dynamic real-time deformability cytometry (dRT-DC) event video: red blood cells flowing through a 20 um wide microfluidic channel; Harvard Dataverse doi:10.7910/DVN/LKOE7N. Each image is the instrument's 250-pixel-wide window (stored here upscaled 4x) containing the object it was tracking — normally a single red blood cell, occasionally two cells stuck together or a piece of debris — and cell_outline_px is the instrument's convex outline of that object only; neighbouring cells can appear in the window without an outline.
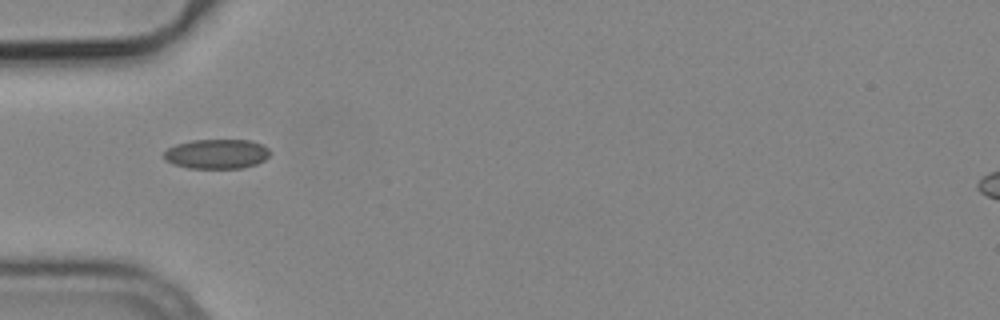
{"species": "common noctule bat (a hibernating species)", "species_latin": "Nyctalus noctula", "temperature_condition": "cold", "stored_images_in_passage": 5, "camera_frame_rate_fps": 3000, "um_per_image_px": 0.085, "animal": {"sex": "male", "body_mass_g": 19.2, "forearm_length_mm": 51.8}, "frame": {"image": 1, "passage_image": 1, "time_ms": 0.0, "image_size_px": [1000, 320], "cell_outline_px": [[272, 152], [264, 160], [256, 164], [244, 168], [188, 168], [172, 164], [164, 160], [164, 152], [168, 148], [176, 144], [192, 140], [248, 140], [264, 144]], "centroid_in_image_um": [18.43, 13.08], "position_along_channel_um": 66.6, "area_um2": 18.5}}
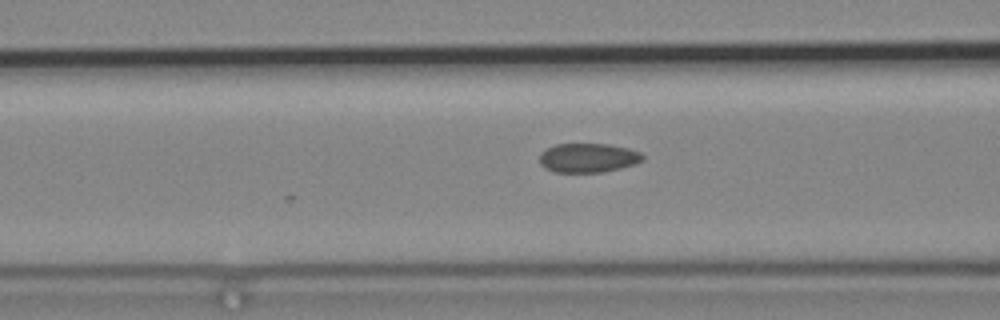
{"frame": {"image": 2, "passage_image": 5, "time_ms": 1.333, "image_size_px": [1000, 320], "cell_outline_px": [[644, 160], [636, 164], [604, 172], [556, 172], [544, 168], [540, 164], [540, 152], [556, 144], [608, 144], [628, 148], [640, 152], [644, 156]], "centroid_in_image_um": [50.0, 13.42], "position_along_channel_um": 116.6, "area_um2": 17.63}}